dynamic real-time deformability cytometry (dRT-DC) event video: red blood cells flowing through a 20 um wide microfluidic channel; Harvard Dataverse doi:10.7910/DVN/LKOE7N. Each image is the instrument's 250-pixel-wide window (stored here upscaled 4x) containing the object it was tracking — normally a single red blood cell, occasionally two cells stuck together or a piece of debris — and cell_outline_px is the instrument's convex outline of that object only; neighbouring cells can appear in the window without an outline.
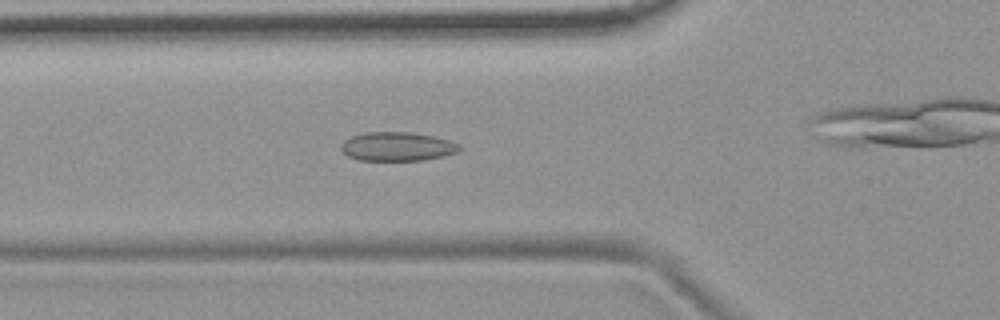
{"species": "common noctule bat (a hibernating species)", "species_latin": "Nyctalus noctula", "temperature_condition": "room temperature", "stored_images_in_passage": 52, "camera_frame_rate_fps": 3000, "um_per_image_px": 0.085, "animal": {"sex": "female", "body_mass_g": 19.9}, "frame": {"image": 1, "passage_image": 16, "time_ms": 5.0, "image_size_px": [1000, 320], "cell_outline_px": [[460, 148], [456, 152], [444, 156], [424, 160], [360, 160], [348, 156], [340, 148], [340, 144], [344, 140], [352, 136], [364, 132], [412, 132], [432, 136], [448, 140], [456, 144]], "centroid_in_image_um": [33.72, 12.45], "position_along_channel_um": 92.1, "area_um2": 19.77}}
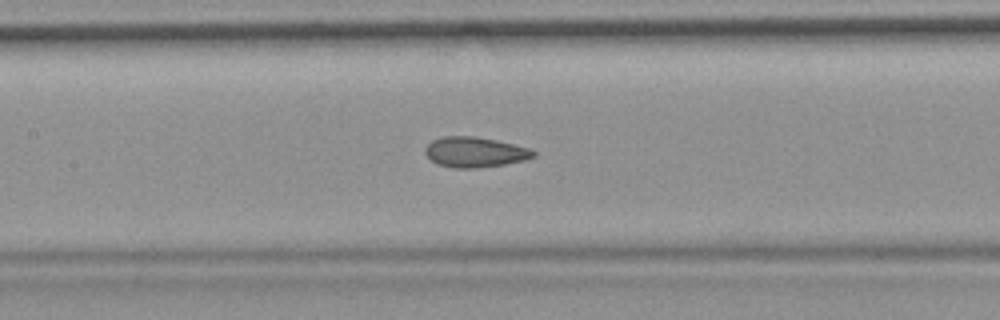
{"frame": {"image": 2, "passage_image": 22, "time_ms": 7.0, "image_size_px": [1000, 320], "cell_outline_px": [[536, 156], [528, 160], [504, 164], [476, 168], [456, 168], [436, 164], [424, 152], [424, 148], [432, 140], [444, 136], [476, 136], [496, 140], [528, 148], [536, 152]], "centroid_in_image_um": [40.37, 12.93], "position_along_channel_um": 167.0, "area_um2": 19.13}}
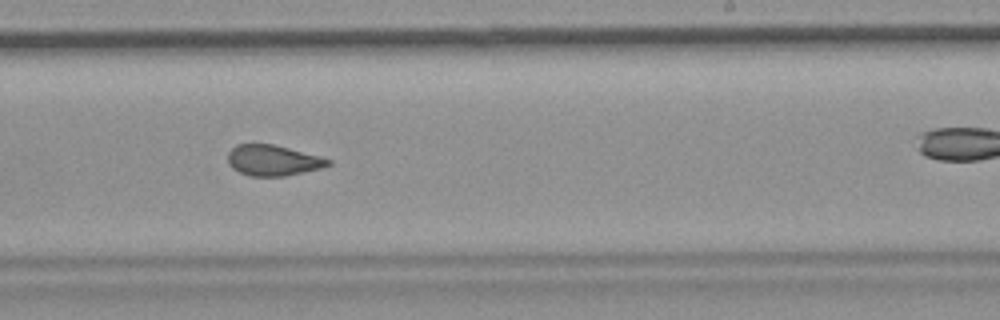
{"frame": {"image": 3, "passage_image": 30, "time_ms": 9.667, "image_size_px": [1000, 320], "cell_outline_px": [[332, 164], [320, 168], [304, 172], [284, 176], [252, 176], [240, 172], [232, 168], [228, 164], [228, 152], [236, 144], [272, 144], [320, 156], [332, 160]], "centroid_in_image_um": [23.2, 13.63], "position_along_channel_um": 265.8, "area_um2": 17.86}, "authors_computed_cell_mechanics": {"area_um2": 19.1318, "velocity_mm_per_s": 3.7253, "shape_relaxation_time_tau1_ms": null, "shape_relaxation_time_tau2_ms": 1.4768, "deformation_change_tau1": null, "deformation_change_tau2": 0.0743}}